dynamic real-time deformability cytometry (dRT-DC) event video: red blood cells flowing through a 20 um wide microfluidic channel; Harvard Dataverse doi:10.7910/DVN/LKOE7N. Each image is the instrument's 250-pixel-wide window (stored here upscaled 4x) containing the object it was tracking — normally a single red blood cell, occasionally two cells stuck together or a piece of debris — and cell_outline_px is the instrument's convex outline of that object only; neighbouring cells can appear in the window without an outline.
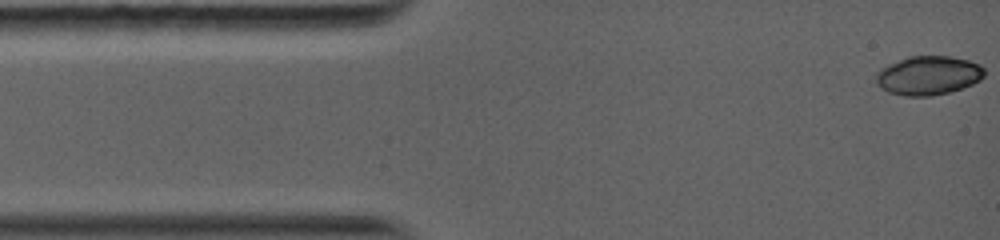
{"species": "common noctule bat (a hibernating species)", "species_latin": "Nyctalus noctula", "temperature_condition": "warm", "stored_images_in_passage": 11, "camera_frame_rate_fps": 5000, "um_per_image_px": 0.085, "animal": {"sex": "female", "body_mass_g": 19.0, "forearm_length_mm": 56.7}, "frame": {"image": 1, "passage_image": 1, "time_ms": 0.0, "image_size_px": [1000, 240], "cell_outline_px": [[984, 76], [980, 80], [972, 84], [948, 92], [932, 96], [904, 96], [888, 92], [876, 84], [876, 72], [880, 68], [888, 64], [908, 56], [948, 56], [968, 60], [980, 64], [984, 68]], "centroid_in_image_um": [78.88, 6.41], "position_along_channel_um": 6.1, "area_um2": 24.68}}
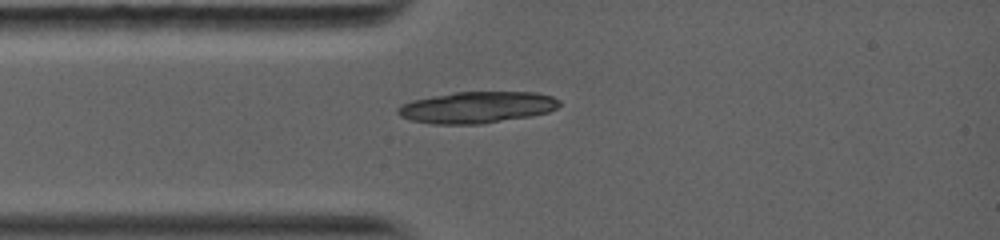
{"frame": {"image": 2, "passage_image": 11, "time_ms": 2.8, "image_size_px": [1000, 240], "cell_outline_px": [[560, 104], [556, 108], [548, 112], [532, 116], [480, 124], [432, 124], [412, 120], [400, 116], [396, 112], [396, 108], [412, 100], [432, 96], [456, 92], [536, 92], [552, 96], [560, 100]], "centroid_in_image_um": [40.55, 9.12], "position_along_channel_um": 44.4, "area_um2": 29.65}}